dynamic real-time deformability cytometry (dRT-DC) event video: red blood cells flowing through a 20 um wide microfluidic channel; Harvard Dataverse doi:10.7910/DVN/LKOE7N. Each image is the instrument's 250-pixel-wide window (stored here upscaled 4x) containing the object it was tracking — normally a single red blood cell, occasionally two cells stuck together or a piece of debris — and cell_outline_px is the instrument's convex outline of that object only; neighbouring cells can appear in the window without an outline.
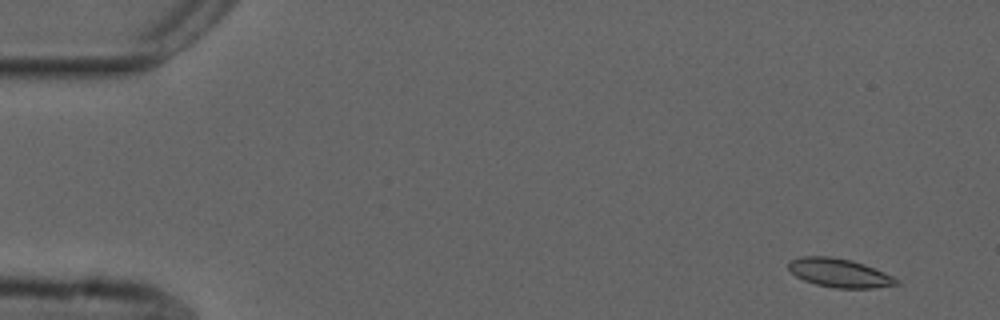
{"species": "common noctule bat (a hibernating species)", "species_latin": "Nyctalus noctula", "temperature_condition": "cold", "stored_images_in_passage": 54, "camera_frame_rate_fps": 3000, "um_per_image_px": 0.085, "animal": {"sex": "male", "forearm_length_mm": 52.5}, "frame": {"image": 1, "passage_image": 3, "time_ms": 0.667, "image_size_px": [1000, 320], "cell_outline_px": [[900, 284], [876, 288], [836, 288], [816, 284], [804, 280], [796, 276], [788, 268], [788, 264], [792, 260], [800, 256], [828, 256], [852, 260], [864, 264], [884, 272], [900, 280]], "centroid_in_image_um": [71.38, 23.2], "position_along_channel_um": 13.6, "area_um2": 18.03}}
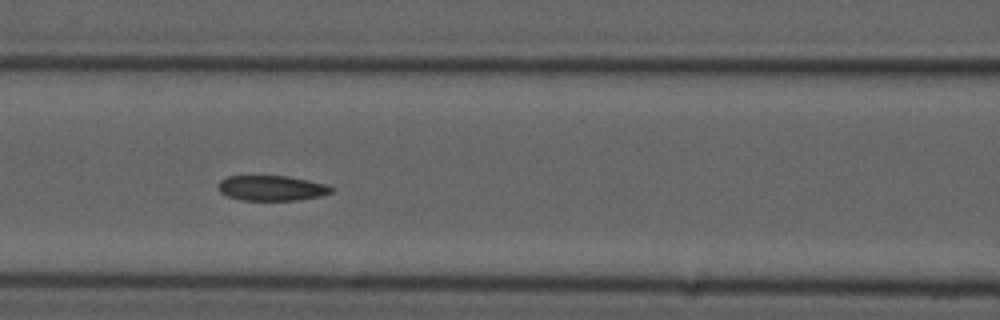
{"frame": {"image": 2, "passage_image": 23, "time_ms": 7.333, "image_size_px": [1000, 320], "cell_outline_px": [[332, 192], [320, 196], [296, 200], [240, 200], [228, 196], [220, 192], [216, 184], [220, 180], [228, 176], [288, 176], [328, 184], [332, 188]], "centroid_in_image_um": [23.07, 15.98], "position_along_channel_um": 143.5, "area_um2": 16.65}}
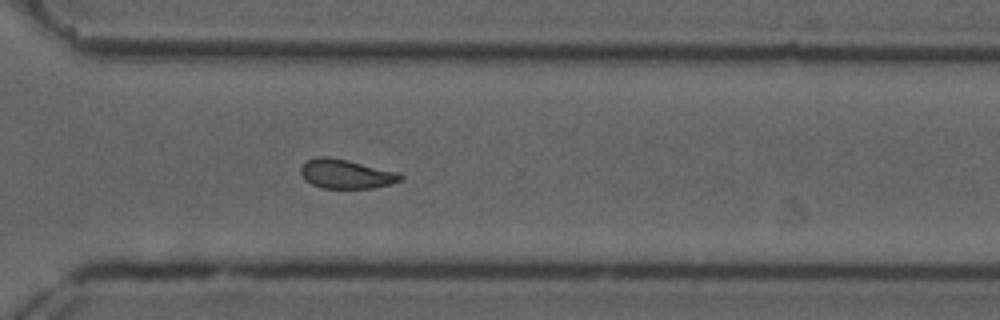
{"frame": {"image": 3, "passage_image": 39, "time_ms": 12.667, "image_size_px": [1000, 320], "cell_outline_px": [[404, 180], [392, 184], [372, 188], [320, 188], [304, 180], [300, 172], [300, 168], [308, 160], [316, 156], [328, 156], [348, 160], [400, 172], [404, 176]], "centroid_in_image_um": [29.45, 14.78], "position_along_channel_um": 341.1, "area_um2": 17.28}, "authors_computed_cell_mechanics": {"area_um2": 17.5712, "velocity_mm_per_s": 3.7146, "shape_relaxation_time_tau1_ms": 7.4346, "shape_relaxation_time_tau2_ms": 1.8695, "deformation_change_tau1": 0.1532, "deformation_change_tau2": 0.0679}}